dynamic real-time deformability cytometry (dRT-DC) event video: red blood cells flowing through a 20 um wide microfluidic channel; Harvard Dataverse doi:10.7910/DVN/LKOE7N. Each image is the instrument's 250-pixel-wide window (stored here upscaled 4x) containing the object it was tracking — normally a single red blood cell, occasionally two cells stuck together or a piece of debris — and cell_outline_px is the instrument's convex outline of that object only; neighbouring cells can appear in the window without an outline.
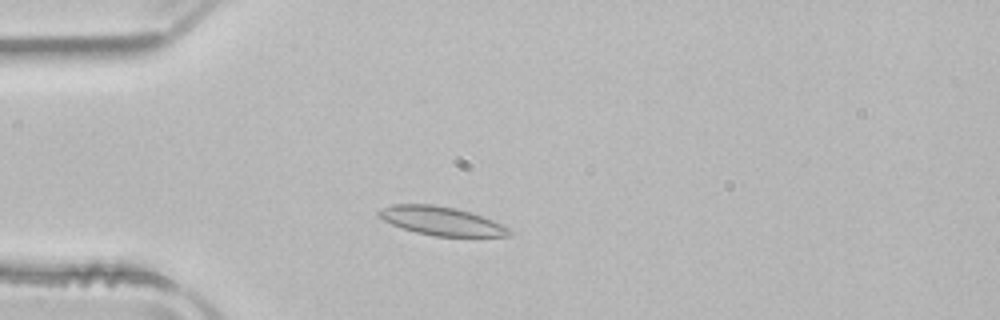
{"species": "common noctule bat (a hibernating species)", "species_latin": "Nyctalus noctula", "temperature_condition": "room temperature", "stored_images_in_passage": 46, "camera_frame_rate_fps": 3000, "um_per_image_px": 0.085, "animal": {"sex": "male", "body_mass_g": 21.5, "forearm_length_mm": 52.0}, "frame": {"image": 1, "passage_image": 8, "time_ms": 2.333, "image_size_px": [1000, 320], "cell_outline_px": [[512, 236], [436, 236], [416, 232], [392, 224], [376, 216], [376, 212], [380, 208], [392, 204], [432, 204], [452, 208], [468, 212], [492, 220], [512, 228]], "centroid_in_image_um": [37.5, 18.78], "position_along_channel_um": 47.5, "area_um2": 21.62}}
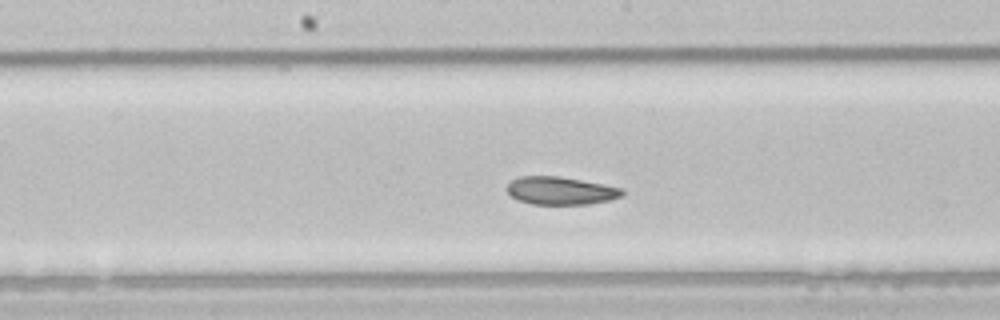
{"frame": {"image": 2, "passage_image": 21, "time_ms": 6.667, "image_size_px": [1000, 320], "cell_outline_px": [[624, 196], [612, 200], [592, 204], [532, 204], [520, 200], [512, 196], [508, 192], [508, 184], [512, 180], [520, 176], [560, 176], [624, 188]], "centroid_in_image_um": [47.73, 16.21], "position_along_channel_um": 200.5, "area_um2": 18.79}}
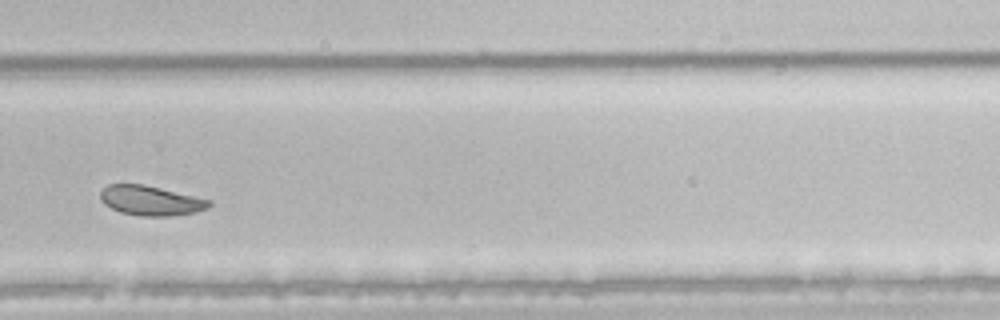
{"frame": {"image": 3, "passage_image": 30, "time_ms": 9.667, "image_size_px": [1000, 320], "cell_outline_px": [[212, 204], [208, 208], [192, 212], [168, 216], [140, 216], [120, 212], [104, 204], [100, 200], [100, 192], [108, 184], [144, 184], [212, 200]], "centroid_in_image_um": [12.79, 17.04], "position_along_channel_um": 317.0, "area_um2": 18.79}, "authors_computed_cell_mechanics": {"area_um2": 21.2993, "velocity_mm_per_s": 3.9069, "shape_relaxation_time_tau1_ms": 7.2186, "shape_relaxation_time_tau2_ms": 3.0851, "deformation_change_tau1": 0.1173, "deformation_change_tau2": 0.0717}}